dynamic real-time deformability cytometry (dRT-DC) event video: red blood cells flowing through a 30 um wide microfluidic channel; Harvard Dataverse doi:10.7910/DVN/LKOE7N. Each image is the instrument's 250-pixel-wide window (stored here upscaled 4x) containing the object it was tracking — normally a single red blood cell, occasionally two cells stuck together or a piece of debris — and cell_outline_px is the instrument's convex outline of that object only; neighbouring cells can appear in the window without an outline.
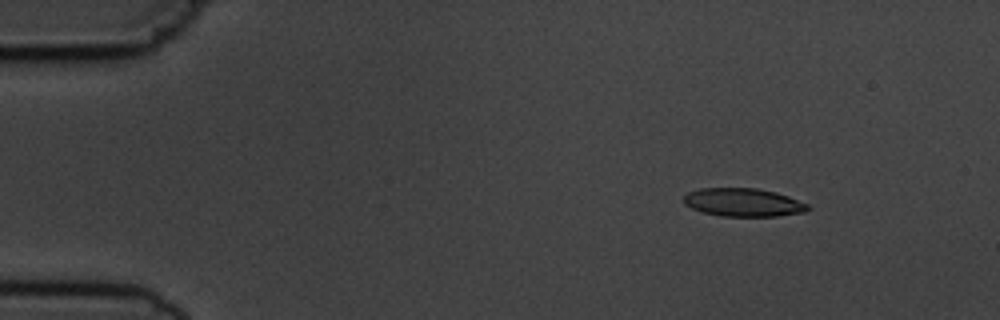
{"species": "common noctule bat (a hibernating species)", "species_latin": "Nyctalus noctula", "temperature_condition": "cold", "stored_images_in_passage": 6, "camera_frame_rate_fps": 3000, "um_per_image_px": 0.085, "animal": {"sex": "male", "body_mass_g": 19.5, "forearm_length_mm": 54.6}, "frame": {"image": 1, "passage_image": 2, "time_ms": 1.333, "image_size_px": [1000, 320], "cell_outline_px": [[812, 208], [804, 212], [776, 216], [720, 216], [700, 212], [684, 204], [684, 196], [688, 192], [700, 188], [756, 188], [776, 192], [788, 196], [808, 204]], "centroid_in_image_um": [63.17, 17.2], "position_along_channel_um": 21.8, "area_um2": 20.52}}
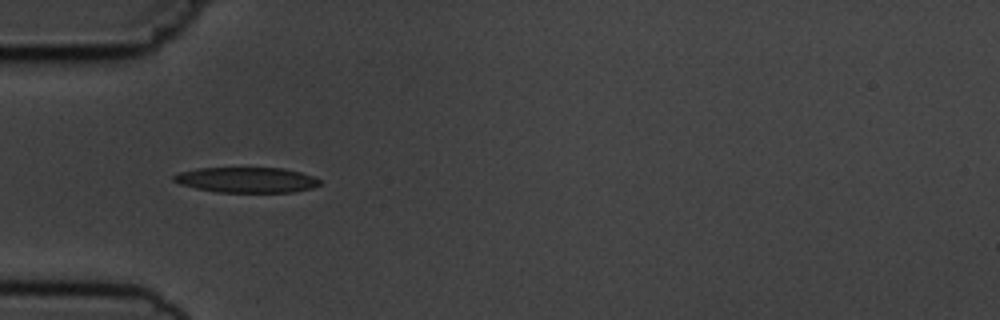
{"frame": {"image": 2, "passage_image": 5, "time_ms": 4.667, "image_size_px": [1000, 320], "cell_outline_px": [[320, 184], [312, 188], [292, 192], [216, 192], [196, 188], [180, 184], [172, 180], [172, 176], [180, 172], [196, 168], [284, 168], [300, 172], [312, 176], [320, 180]], "centroid_in_image_um": [20.94, 15.29], "position_along_channel_um": 64.1, "area_um2": 21.56}}
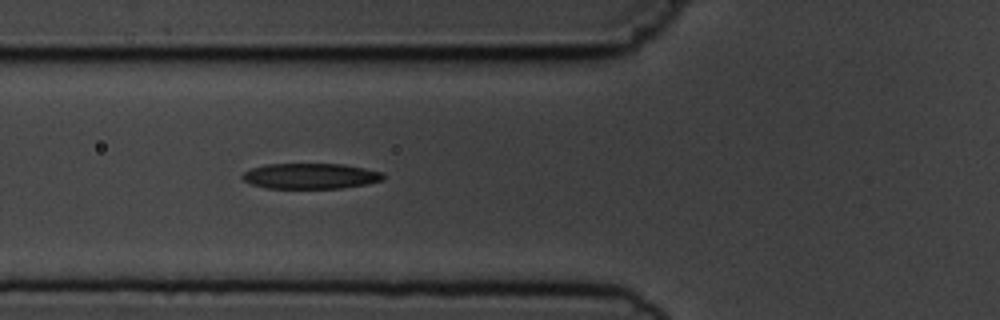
{"frame": {"image": 3, "passage_image": 6, "time_ms": 5.667, "image_size_px": [1000, 320], "cell_outline_px": [[384, 180], [368, 184], [340, 188], [264, 188], [252, 184], [244, 180], [240, 176], [244, 172], [252, 168], [264, 164], [344, 164], [384, 172]], "centroid_in_image_um": [26.41, 14.96], "position_along_channel_um": 99.4, "area_um2": 21.1}}